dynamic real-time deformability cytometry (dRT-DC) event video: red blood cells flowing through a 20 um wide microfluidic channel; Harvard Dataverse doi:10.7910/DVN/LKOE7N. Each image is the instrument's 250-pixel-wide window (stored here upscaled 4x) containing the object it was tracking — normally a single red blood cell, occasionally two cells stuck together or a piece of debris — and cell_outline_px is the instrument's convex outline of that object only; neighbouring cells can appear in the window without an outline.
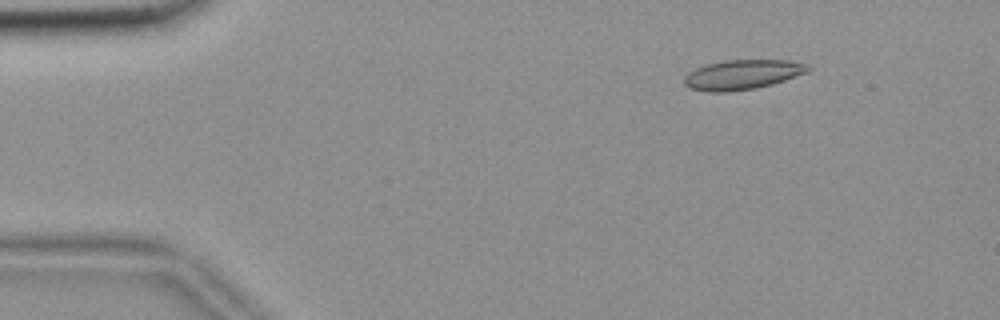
{"species": "common noctule bat (a hibernating species)", "species_latin": "Nyctalus noctula", "temperature_condition": "room temperature", "stored_images_in_passage": 50, "camera_frame_rate_fps": 3000, "um_per_image_px": 0.085, "animal": {"sex": "female", "body_mass_g": 18.4}, "frame": {"image": 1, "passage_image": 2, "time_ms": 0.333, "image_size_px": [1000, 320], "cell_outline_px": [[812, 68], [808, 72], [772, 84], [756, 88], [728, 92], [708, 92], [688, 88], [684, 84], [684, 76], [688, 72], [696, 68], [708, 64], [728, 60], [788, 60], [812, 64]], "centroid_in_image_um": [63.13, 6.34], "position_along_channel_um": 21.9, "area_um2": 21.62}}
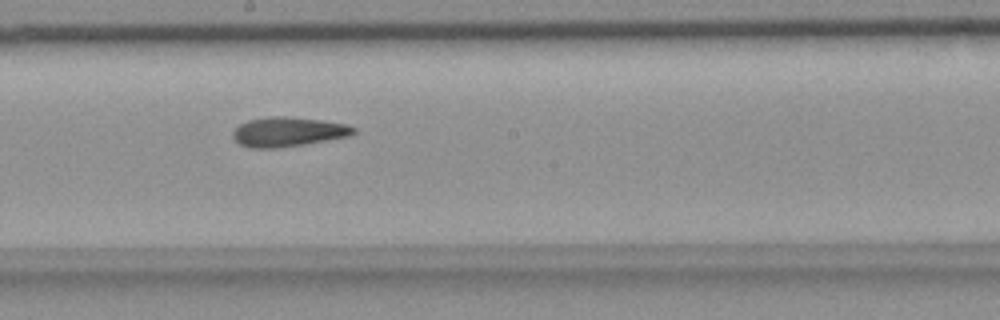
{"frame": {"image": 2, "passage_image": 25, "time_ms": 8.0, "image_size_px": [1000, 320], "cell_outline_px": [[356, 132], [352, 136], [304, 144], [276, 148], [252, 148], [240, 144], [232, 136], [232, 132], [240, 124], [248, 120], [272, 116], [288, 116], [320, 120], [348, 124], [356, 128]], "centroid_in_image_um": [24.52, 11.2], "position_along_channel_um": 223.7, "area_um2": 20.81}}
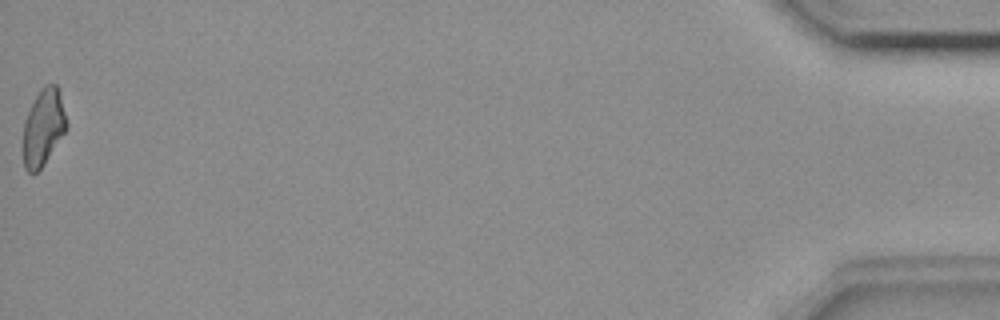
{"frame": {"image": 3, "passage_image": 50, "time_ms": 16.333, "image_size_px": [1000, 320], "cell_outline_px": [[68, 128], [44, 164], [36, 172], [28, 172], [24, 168], [24, 120], [40, 88], [44, 84], [56, 84], [60, 92], [68, 124]], "centroid_in_image_um": [3.71, 10.79], "position_along_channel_um": 431.5, "area_um2": 19.31}, "authors_computed_cell_mechanics": {"area_um2": 20.4901, "velocity_mm_per_s": 3.6879, "shape_relaxation_time_tau1_ms": null, "shape_relaxation_time_tau2_ms": 6.3951, "deformation_change_tau1": null, "deformation_change_tau2": 0.1535}}